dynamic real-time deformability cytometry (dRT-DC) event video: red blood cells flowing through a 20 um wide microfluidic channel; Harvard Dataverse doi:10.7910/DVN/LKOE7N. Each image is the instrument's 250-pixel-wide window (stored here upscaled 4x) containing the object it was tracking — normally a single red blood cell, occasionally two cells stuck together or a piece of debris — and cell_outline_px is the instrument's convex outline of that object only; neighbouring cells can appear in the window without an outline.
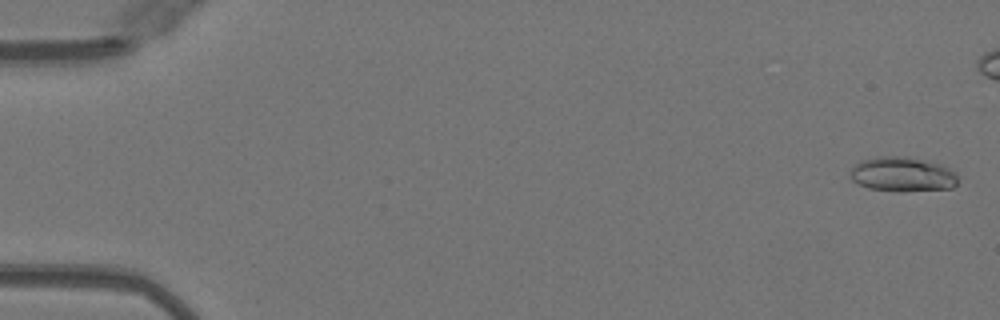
{"species": "Egyptian fruit bat (a non-hibernating species)", "species_latin": "Rousettus aegyptiacus", "temperature_condition": "warm", "stored_images_in_passage": 28, "camera_frame_rate_fps": 3000, "um_per_image_px": 0.085, "animal": {"sex": "female"}, "frame": {"image": 1, "passage_image": 2, "time_ms": 0.333, "image_size_px": [1000, 320], "cell_outline_px": [[960, 176], [956, 184], [952, 188], [868, 188], [852, 180], [852, 168], [860, 160], [876, 156], [908, 156], [940, 164], [956, 172]], "centroid_in_image_um": [76.73, 14.74], "position_along_channel_um": 8.3, "area_um2": 20.69}}
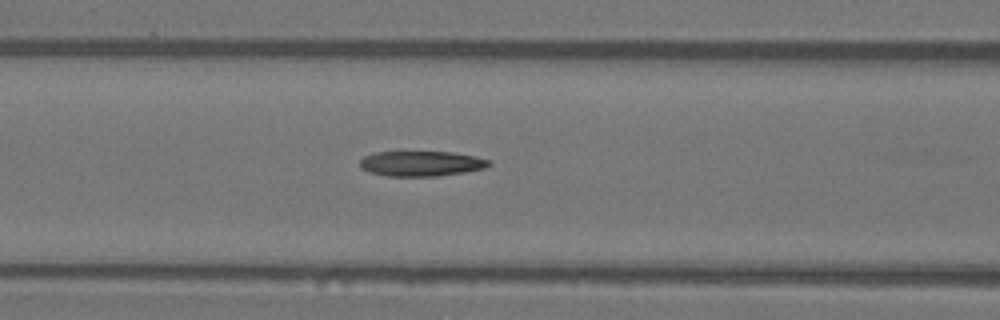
{"frame": {"image": 2, "passage_image": 22, "time_ms": 7.0, "image_size_px": [1000, 320], "cell_outline_px": [[492, 164], [484, 168], [464, 172], [436, 176], [388, 176], [368, 172], [360, 168], [360, 160], [364, 156], [372, 152], [452, 152], [476, 156], [488, 160]], "centroid_in_image_um": [35.77, 13.9], "position_along_channel_um": 130.8, "area_um2": 18.96}}
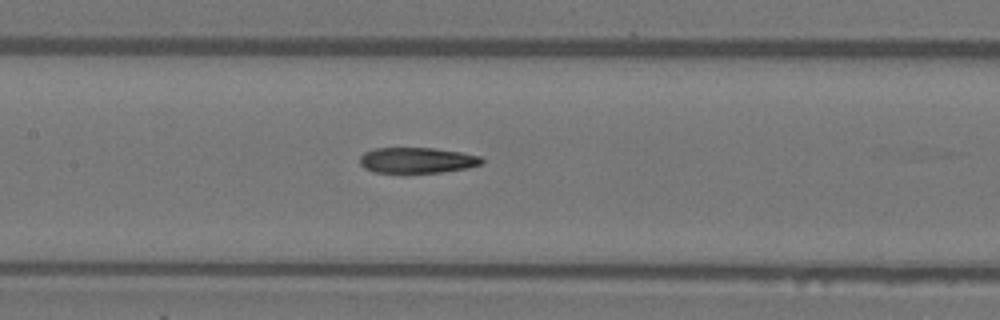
{"frame": {"image": 3, "passage_image": 25, "time_ms": 8.0, "image_size_px": [1000, 320], "cell_outline_px": [[484, 160], [480, 164], [468, 168], [440, 172], [376, 172], [364, 168], [360, 164], [360, 156], [364, 152], [372, 148], [436, 148], [460, 152], [480, 156]], "centroid_in_image_um": [35.43, 13.61], "position_along_channel_um": 172.0, "area_um2": 18.15}}